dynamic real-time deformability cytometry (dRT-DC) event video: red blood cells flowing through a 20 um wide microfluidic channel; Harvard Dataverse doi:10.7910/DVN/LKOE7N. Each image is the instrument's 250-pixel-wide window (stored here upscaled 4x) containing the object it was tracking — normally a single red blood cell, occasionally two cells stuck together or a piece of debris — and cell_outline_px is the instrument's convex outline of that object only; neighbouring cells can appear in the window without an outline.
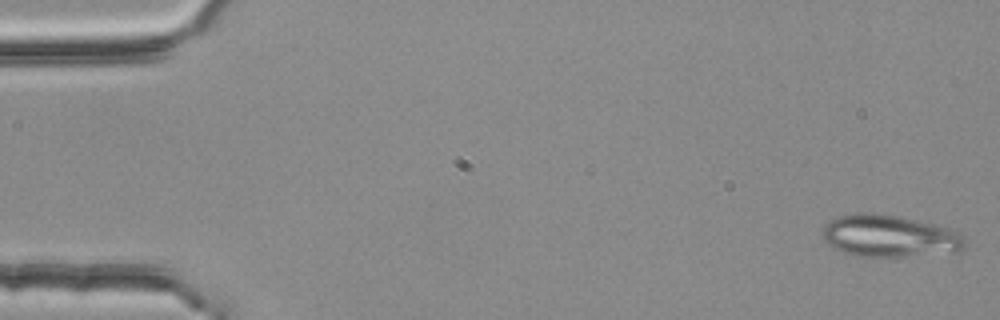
{"species": "common noctule bat (a hibernating species)", "species_latin": "Nyctalus noctula", "temperature_condition": "room temperature", "stored_images_in_passage": 3, "camera_frame_rate_fps": 3000, "um_per_image_px": 0.085, "animal": {"sex": "female", "body_mass_g": 25.1}, "frame": {"image": 1, "passage_image": 1, "time_ms": 0.0, "image_size_px": [1000, 320], "cell_outline_px": [[964, 248], [956, 252], [904, 256], [856, 256], [832, 248], [824, 240], [820, 232], [824, 224], [828, 220], [840, 216], [860, 212], [872, 212], [900, 216], [936, 224], [948, 228], [964, 236]], "centroid_in_image_um": [75.55, 20.05], "position_along_channel_um": 9.5, "area_um2": 35.14}}